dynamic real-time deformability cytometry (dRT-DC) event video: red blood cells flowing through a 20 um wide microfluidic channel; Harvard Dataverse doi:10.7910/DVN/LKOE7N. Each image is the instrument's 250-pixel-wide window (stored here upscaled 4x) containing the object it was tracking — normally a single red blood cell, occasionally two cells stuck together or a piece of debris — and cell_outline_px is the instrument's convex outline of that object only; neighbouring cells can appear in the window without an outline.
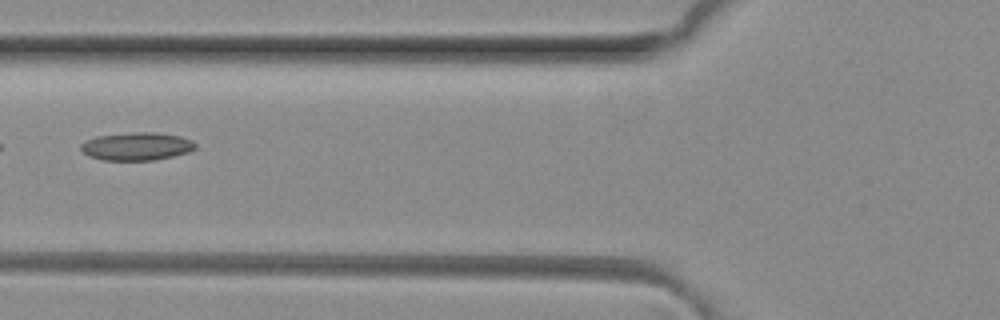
{"species": "common noctule bat (a hibernating species)", "species_latin": "Nyctalus noctula", "temperature_condition": "room temperature", "stored_images_in_passage": 4, "camera_frame_rate_fps": 3000, "um_per_image_px": 0.085, "animal": {"sex": "female", "body_mass_g": 29.2, "forearm_length_mm": 56.3}, "frame": {"image": 1, "passage_image": 4, "time_ms": 1.0, "image_size_px": [1000, 320], "cell_outline_px": [[196, 148], [188, 152], [156, 160], [104, 160], [88, 156], [80, 148], [80, 144], [84, 140], [96, 136], [132, 132], [156, 132], [180, 136], [192, 140], [196, 144]], "centroid_in_image_um": [11.6, 12.43], "position_along_channel_um": 114.2, "area_um2": 18.79}}